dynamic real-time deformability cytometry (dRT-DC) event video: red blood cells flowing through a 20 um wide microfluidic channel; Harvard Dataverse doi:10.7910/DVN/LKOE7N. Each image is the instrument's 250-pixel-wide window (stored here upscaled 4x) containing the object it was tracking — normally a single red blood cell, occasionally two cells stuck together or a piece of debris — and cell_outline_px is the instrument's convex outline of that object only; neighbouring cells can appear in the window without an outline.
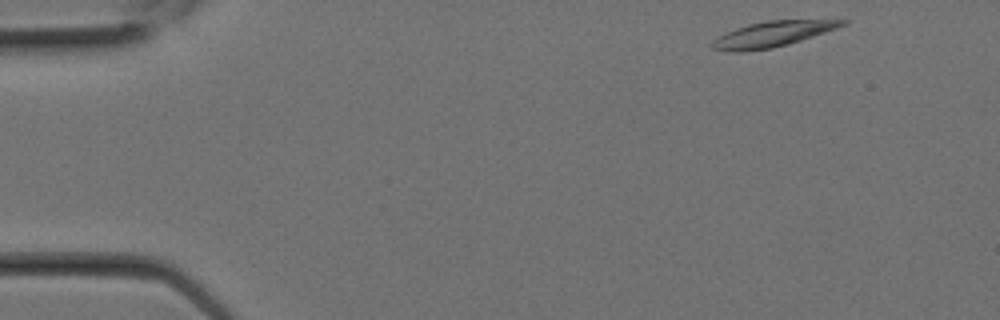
{"species": "Egyptian fruit bat (a non-hibernating species)", "species_latin": "Rousettus aegyptiacus", "temperature_condition": "room temperature", "stored_images_in_passage": 2, "segment_of_instrument_passage": [1, 2], "camera_frame_rate_fps": 3000, "um_per_image_px": 0.085, "animal": {"sex": "female"}, "frame": {"image": 1, "passage_image": 1, "time_ms": 0.0, "image_size_px": [1000, 320], "cell_outline_px": [[852, 20], [848, 24], [788, 44], [772, 48], [740, 52], [732, 52], [708, 48], [708, 44], [720, 36], [736, 28], [748, 24], [768, 20]], "centroid_in_image_um": [65.62, 2.91], "position_along_channel_um": 19.4, "area_um2": 19.19}}